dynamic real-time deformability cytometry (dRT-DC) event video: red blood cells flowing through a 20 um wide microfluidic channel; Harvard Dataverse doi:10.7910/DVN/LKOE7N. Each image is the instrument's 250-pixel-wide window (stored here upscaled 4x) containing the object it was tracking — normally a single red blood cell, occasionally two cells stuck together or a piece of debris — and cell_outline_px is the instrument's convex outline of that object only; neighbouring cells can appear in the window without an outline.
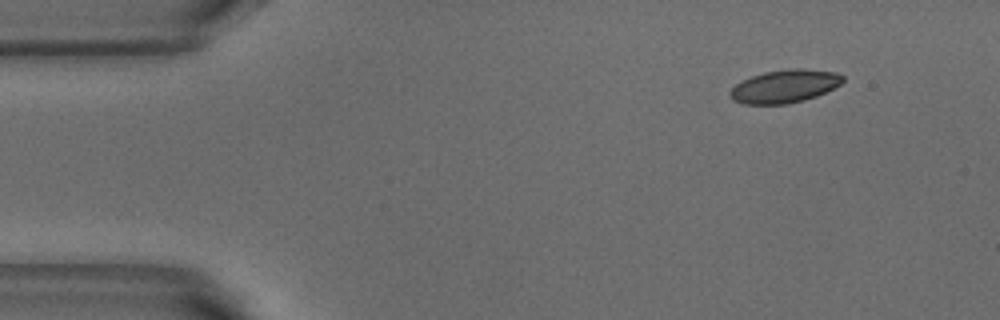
{"species": "common noctule bat (a hibernating species)", "species_latin": "Nyctalus noctula", "temperature_condition": "warm", "stored_images_in_passage": 5, "camera_frame_rate_fps": 3000, "um_per_image_px": 0.085, "animal": {"sex": "male", "body_mass_g": 18.8}, "frame": {"image": 1, "passage_image": 2, "time_ms": 0.333, "image_size_px": [1000, 320], "cell_outline_px": [[844, 80], [840, 84], [816, 96], [804, 100], [788, 104], [744, 104], [732, 100], [728, 96], [728, 92], [736, 84], [752, 76], [764, 72], [792, 68], [800, 68], [836, 72], [844, 76]], "centroid_in_image_um": [66.67, 7.34], "position_along_channel_um": 18.3, "area_um2": 21.68}}
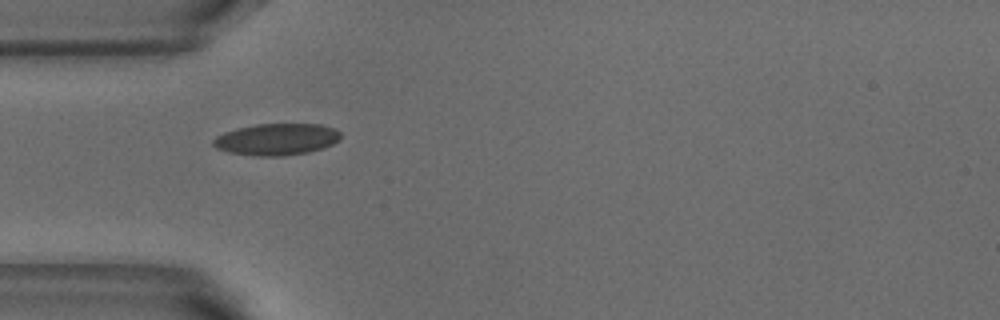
{"frame": {"image": 2, "passage_image": 4, "time_ms": 1.0, "image_size_px": [1000, 320], "cell_outline_px": [[340, 140], [324, 148], [308, 152], [284, 156], [256, 156], [228, 152], [216, 148], [212, 144], [212, 140], [216, 136], [224, 132], [236, 128], [256, 124], [320, 124], [336, 128], [340, 132]], "centroid_in_image_um": [23.51, 11.84], "position_along_channel_um": 61.5, "area_um2": 23.76}}
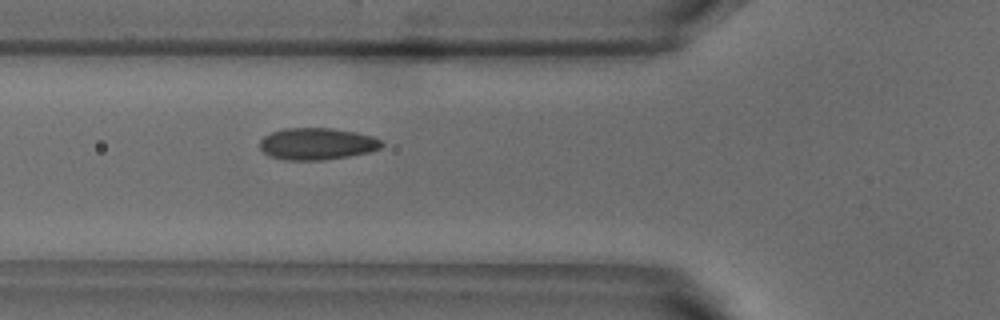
{"frame": {"image": 3, "passage_image": 5, "time_ms": 1.333, "image_size_px": [1000, 320], "cell_outline_px": [[384, 144], [380, 148], [368, 152], [348, 156], [324, 160], [284, 160], [268, 156], [260, 148], [260, 140], [264, 136], [272, 132], [284, 128], [332, 128], [356, 132], [372, 136], [380, 140]], "centroid_in_image_um": [26.92, 12.22], "position_along_channel_um": 98.9, "area_um2": 22.66}}